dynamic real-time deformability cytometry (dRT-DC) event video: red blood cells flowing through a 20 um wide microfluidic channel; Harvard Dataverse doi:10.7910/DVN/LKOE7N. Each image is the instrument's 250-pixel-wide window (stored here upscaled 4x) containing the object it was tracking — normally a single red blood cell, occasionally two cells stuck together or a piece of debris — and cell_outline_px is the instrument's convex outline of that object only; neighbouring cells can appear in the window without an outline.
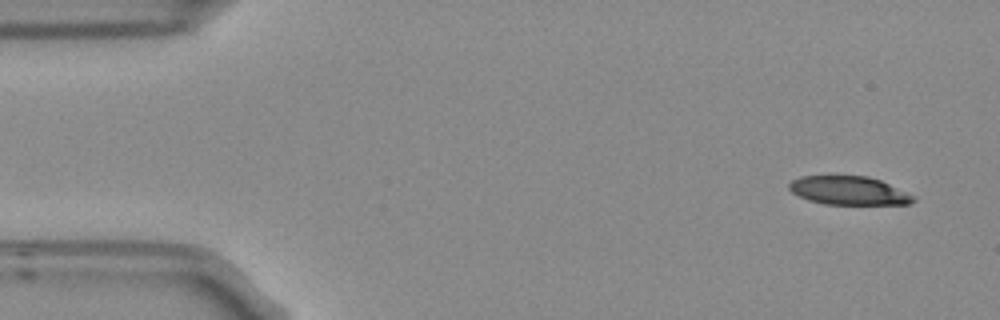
{"species": "Egyptian fruit bat (a non-hibernating species)", "species_latin": "Rousettus aegyptiacus", "temperature_condition": "room temperature", "stored_images_in_passage": 4, "camera_frame_rate_fps": 3000, "um_per_image_px": 0.085, "frame": {"image": 1, "passage_image": 1, "time_ms": 0.0, "image_size_px": [1000, 320], "cell_outline_px": [[916, 200], [908, 204], [824, 204], [808, 200], [792, 192], [788, 188], [788, 184], [792, 180], [800, 176], [868, 176], [880, 180], [916, 196]], "centroid_in_image_um": [72.15, 16.2], "position_along_channel_um": 12.9, "area_um2": 20.63}}
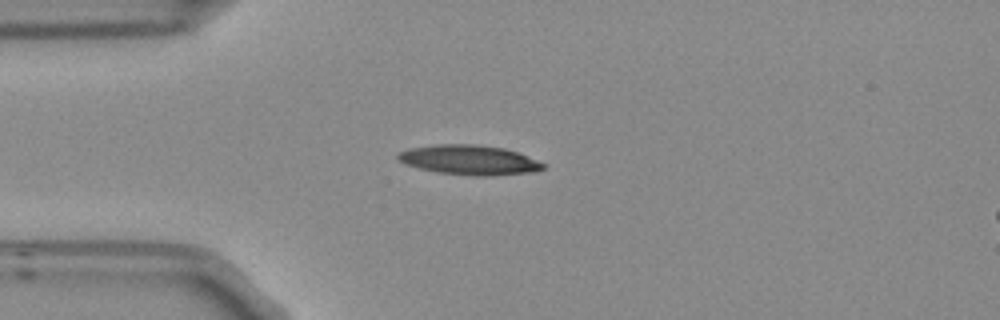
{"frame": {"image": 2, "passage_image": 4, "time_ms": 1.0, "image_size_px": [1000, 320], "cell_outline_px": [[548, 164], [544, 168], [536, 172], [492, 176], [476, 176], [436, 172], [404, 164], [396, 160], [396, 156], [400, 152], [408, 148], [436, 144], [472, 144], [504, 148], [516, 152]], "centroid_in_image_um": [39.89, 13.6], "position_along_channel_um": 45.1, "area_um2": 25.37}}